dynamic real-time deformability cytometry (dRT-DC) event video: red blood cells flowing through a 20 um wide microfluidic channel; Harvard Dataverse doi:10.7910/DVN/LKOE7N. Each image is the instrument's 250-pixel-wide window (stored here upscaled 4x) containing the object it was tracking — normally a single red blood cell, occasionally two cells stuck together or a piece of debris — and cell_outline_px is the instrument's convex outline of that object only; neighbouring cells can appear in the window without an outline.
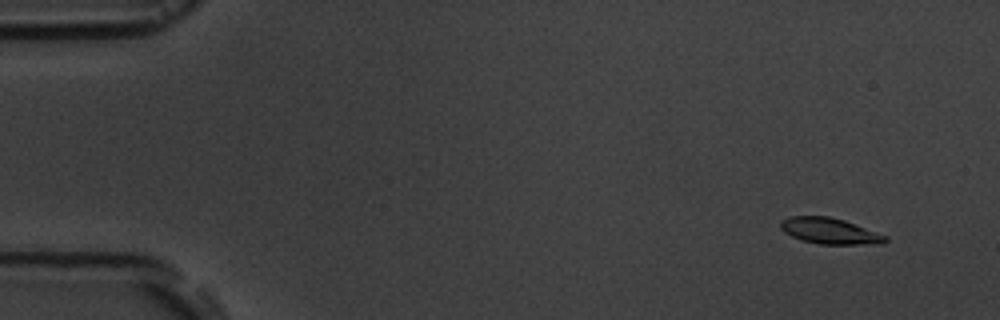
{"species": "common noctule bat (a hibernating species)", "species_latin": "Nyctalus noctula", "temperature_condition": "room temperature", "stored_images_in_passage": 6, "camera_frame_rate_fps": 3000, "um_per_image_px": 0.085, "animal": {"sex": "male", "body_mass_g": 19.5, "forearm_length_mm": 54.6}, "frame": {"image": 1, "passage_image": 2, "time_ms": 1.333, "image_size_px": [1000, 320], "cell_outline_px": [[888, 240], [884, 244], [820, 244], [800, 240], [784, 232], [780, 228], [780, 220], [788, 216], [828, 216], [844, 220], [888, 236]], "centroid_in_image_um": [70.52, 19.63], "position_along_channel_um": 14.5, "area_um2": 16.01}}
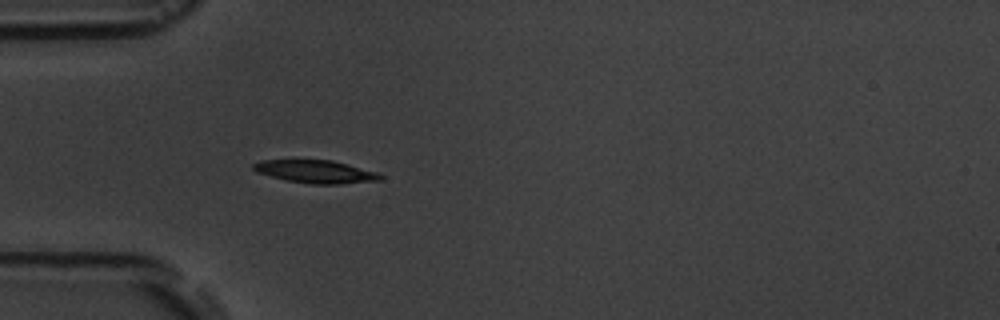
{"frame": {"image": 2, "passage_image": 6, "time_ms": 5.667, "image_size_px": [1000, 320], "cell_outline_px": [[384, 180], [340, 184], [312, 184], [284, 180], [256, 172], [252, 168], [252, 164], [260, 160], [332, 160], [376, 172], [384, 176]], "centroid_in_image_um": [26.83, 14.59], "position_along_channel_um": 58.2, "area_um2": 16.99}}